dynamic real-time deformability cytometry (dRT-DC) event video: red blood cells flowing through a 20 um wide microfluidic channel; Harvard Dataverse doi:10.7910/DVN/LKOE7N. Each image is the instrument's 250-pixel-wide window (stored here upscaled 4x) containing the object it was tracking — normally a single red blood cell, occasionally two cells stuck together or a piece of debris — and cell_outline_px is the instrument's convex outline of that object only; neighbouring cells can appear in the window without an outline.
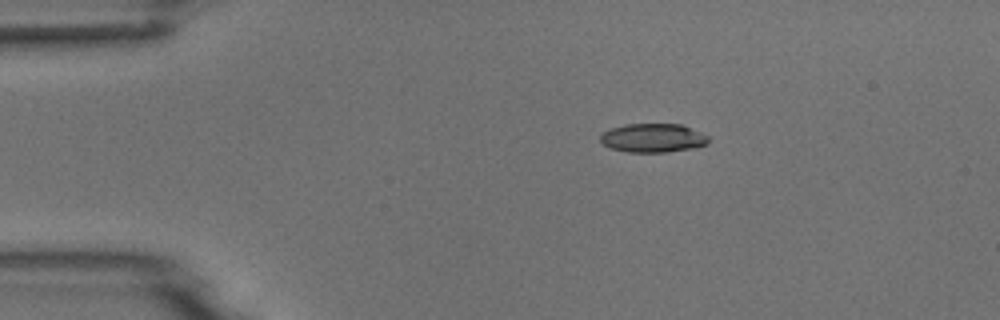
{"species": "common noctule bat (a hibernating species)", "species_latin": "Nyctalus noctula", "temperature_condition": "room temperature", "stored_images_in_passage": 8, "camera_frame_rate_fps": 3000, "um_per_image_px": 0.085, "animal": {"sex": "male", "body_mass_g": 18.8}, "frame": {"image": 1, "passage_image": 1, "time_ms": 0.0, "image_size_px": [1000, 320], "cell_outline_px": [[708, 144], [696, 148], [668, 152], [628, 152], [612, 148], [604, 144], [600, 140], [600, 136], [604, 132], [612, 128], [624, 124], [680, 124], [700, 132], [708, 136]], "centroid_in_image_um": [55.53, 11.73], "position_along_channel_um": 29.5, "area_um2": 18.09}}
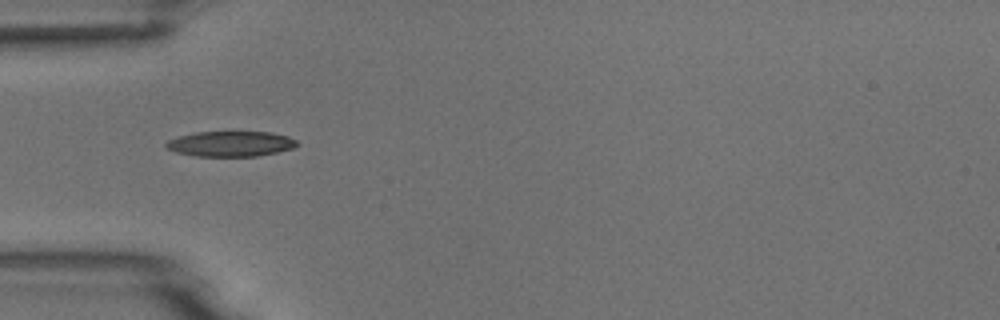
{"frame": {"image": 2, "passage_image": 3, "time_ms": 2.333, "image_size_px": [1000, 320], "cell_outline_px": [[300, 144], [292, 148], [276, 152], [256, 156], [196, 156], [176, 152], [168, 148], [164, 144], [168, 140], [180, 136], [196, 132], [272, 132], [288, 136], [296, 140]], "centroid_in_image_um": [19.62, 12.22], "position_along_channel_um": 65.4, "area_um2": 19.19}}
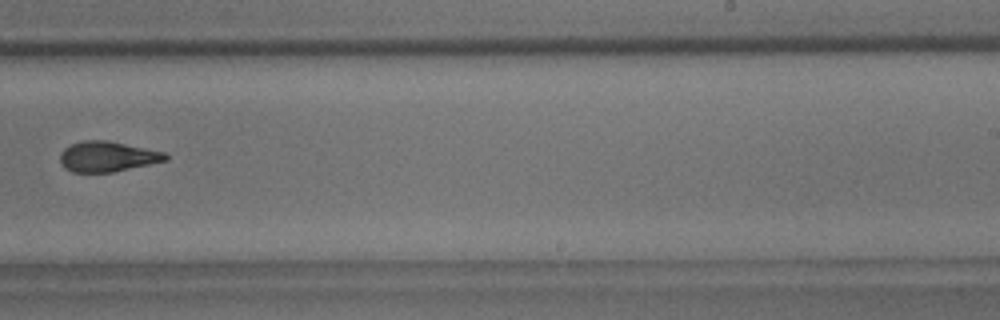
{"frame": {"image": 3, "passage_image": 8, "time_ms": 8.0, "image_size_px": [1000, 320], "cell_outline_px": [[168, 160], [112, 172], [72, 172], [64, 168], [60, 164], [60, 152], [64, 148], [72, 144], [84, 140], [108, 140], [164, 152], [168, 156]], "centroid_in_image_um": [9.09, 13.31], "position_along_channel_um": 279.9, "area_um2": 18.61}}